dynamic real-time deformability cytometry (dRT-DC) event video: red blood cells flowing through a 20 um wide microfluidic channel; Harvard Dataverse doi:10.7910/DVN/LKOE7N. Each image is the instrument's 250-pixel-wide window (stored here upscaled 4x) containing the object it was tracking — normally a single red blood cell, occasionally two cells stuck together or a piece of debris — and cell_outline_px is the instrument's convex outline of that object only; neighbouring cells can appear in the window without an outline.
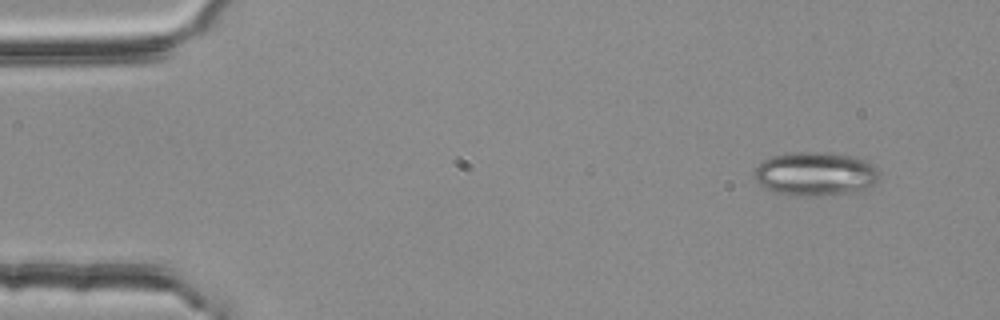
{"species": "common noctule bat (a hibernating species)", "species_latin": "Nyctalus noctula", "temperature_condition": "room temperature", "stored_images_in_passage": 4, "segment_of_instrument_passage": [1, 2], "camera_frame_rate_fps": 3000, "um_per_image_px": 0.085, "animal": {"sex": "female", "body_mass_g": 25.1}, "frame": {"image": 1, "passage_image": 1, "time_ms": 0.0, "image_size_px": [1000, 320], "cell_outline_px": [[876, 180], [872, 184], [856, 192], [812, 196], [796, 196], [772, 192], [760, 184], [756, 180], [756, 168], [764, 160], [772, 156], [792, 152], [828, 152], [856, 156], [872, 160], [876, 164]], "centroid_in_image_um": [69.33, 14.76], "position_along_channel_um": 15.7, "area_um2": 32.02}}